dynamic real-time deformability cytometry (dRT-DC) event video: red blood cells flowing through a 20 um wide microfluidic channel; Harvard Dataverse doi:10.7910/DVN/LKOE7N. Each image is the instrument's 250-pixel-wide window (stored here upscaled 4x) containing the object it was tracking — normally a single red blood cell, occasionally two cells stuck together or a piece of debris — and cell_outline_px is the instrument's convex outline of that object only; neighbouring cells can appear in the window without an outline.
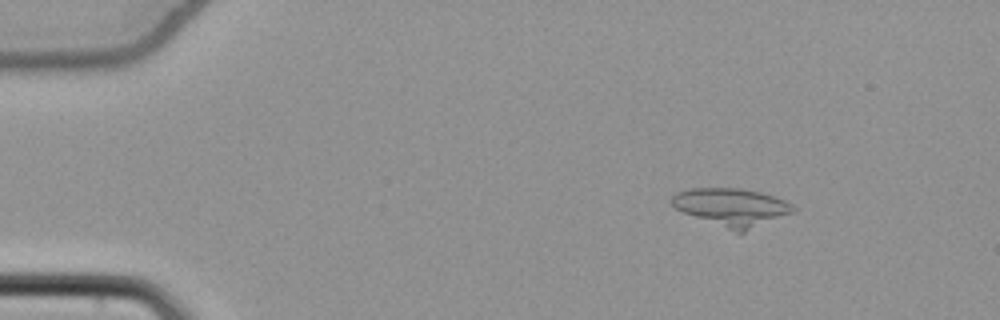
{"species": "common noctule bat (a hibernating species)", "species_latin": "Nyctalus noctula", "temperature_condition": "cold", "stored_images_in_passage": 55, "camera_frame_rate_fps": 3000, "um_per_image_px": 0.085, "animal": {"sex": "female", "body_mass_g": 22.7, "forearm_length_mm": 54.2}, "frame": {"image": 1, "passage_image": 9, "time_ms": 2.667, "image_size_px": [1000, 320], "cell_outline_px": [[796, 208], [792, 212], [744, 232], [736, 232], [684, 212], [676, 208], [668, 200], [676, 192], [688, 188], [740, 188], [760, 192], [784, 200], [792, 204]], "centroid_in_image_um": [62.16, 17.58], "position_along_channel_um": 22.8, "area_um2": 26.3}}
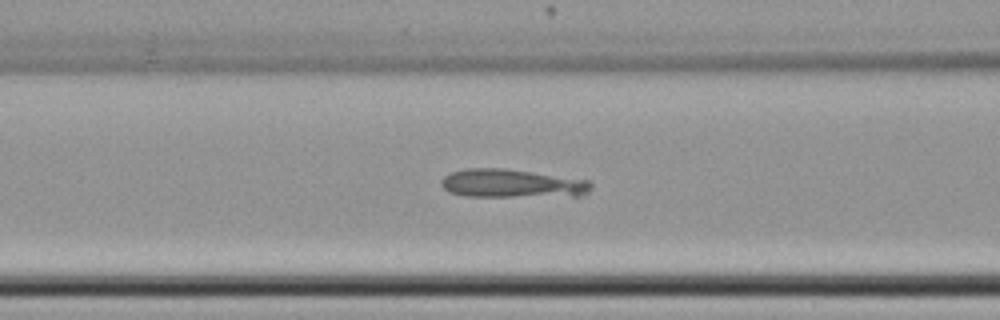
{"frame": {"image": 2, "passage_image": 24, "time_ms": 7.667, "image_size_px": [1000, 320], "cell_outline_px": [[592, 188], [588, 192], [580, 196], [464, 196], [448, 192], [440, 184], [440, 180], [444, 176], [452, 172], [464, 168], [504, 168], [592, 180]], "centroid_in_image_um": [43.54, 15.59], "position_along_channel_um": 123.1, "area_um2": 25.14}}
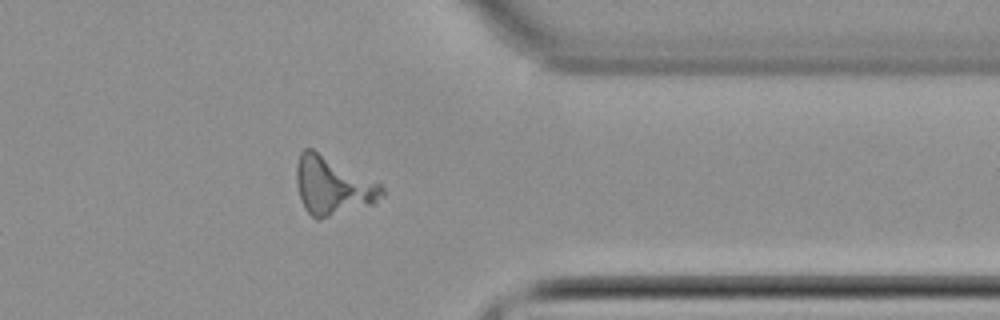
{"frame": {"image": 3, "passage_image": 45, "time_ms": 14.667, "image_size_px": [1000, 320], "cell_outline_px": [[384, 196], [372, 204], [320, 220], [316, 220], [304, 208], [296, 184], [296, 164], [300, 152], [304, 148], [312, 148], [380, 184], [384, 188]], "centroid_in_image_um": [28.24, 15.81], "position_along_channel_um": 383.2, "area_um2": 28.84}}